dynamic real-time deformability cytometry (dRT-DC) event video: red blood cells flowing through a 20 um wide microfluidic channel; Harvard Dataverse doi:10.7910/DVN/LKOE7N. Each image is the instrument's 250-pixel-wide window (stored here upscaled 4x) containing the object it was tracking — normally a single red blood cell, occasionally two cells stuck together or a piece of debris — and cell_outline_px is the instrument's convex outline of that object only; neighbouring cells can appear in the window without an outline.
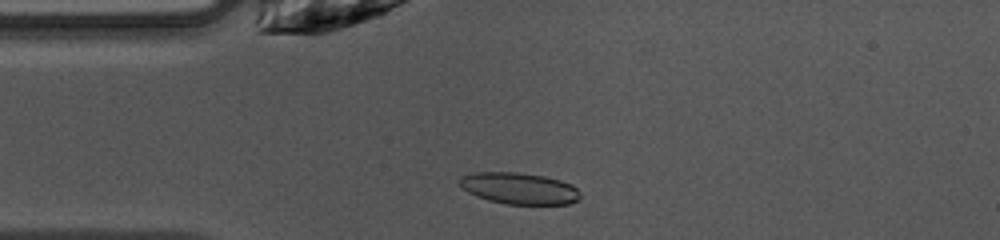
{"species": "common noctule bat (a hibernating species)", "species_latin": "Nyctalus noctula", "temperature_condition": "warm", "stored_images_in_passage": 47, "camera_frame_rate_fps": 3000, "um_per_image_px": 0.085, "animal": {"sex": "female", "body_mass_g": 10.0, "forearm_length_mm": 53.1}, "frame": {"image": 1, "passage_image": 10, "time_ms": 3.0, "image_size_px": [1000, 240], "cell_outline_px": [[580, 196], [576, 200], [568, 204], [504, 204], [488, 200], [476, 196], [468, 192], [456, 180], [460, 176], [476, 172], [516, 172], [544, 176], [560, 180], [572, 184], [580, 192]], "centroid_in_image_um": [44.1, 16.0], "position_along_channel_um": 40.9, "area_um2": 22.2}}
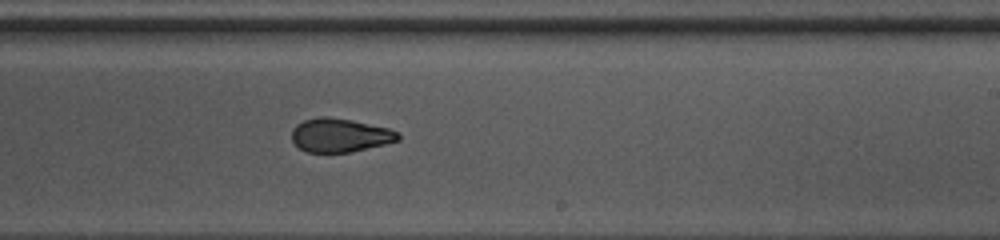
{"frame": {"image": 2, "passage_image": 27, "time_ms": 8.667, "image_size_px": [1000, 240], "cell_outline_px": [[400, 140], [384, 144], [348, 152], [308, 152], [300, 148], [292, 140], [292, 128], [296, 124], [304, 120], [320, 116], [328, 116], [352, 120], [388, 128], [400, 132]], "centroid_in_image_um": [28.89, 11.48], "position_along_channel_um": 260.1, "area_um2": 20.81}}
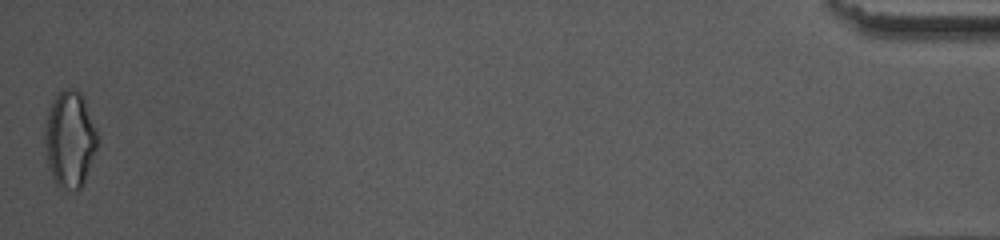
{"frame": {"image": 3, "passage_image": 47, "time_ms": 15.333, "image_size_px": [1000, 240], "cell_outline_px": [[100, 136], [96, 148], [84, 180], [80, 188], [76, 192], [60, 188], [56, 184], [48, 168], [44, 144], [44, 136], [48, 112], [56, 92], [64, 88], [76, 88], [84, 96]], "centroid_in_image_um": [5.94, 11.81], "position_along_channel_um": 429.3, "area_um2": 30.11}, "authors_computed_cell_mechanics": {"area_um2": 21.7906, "velocity_mm_per_s": 4.0855, "shape_relaxation_time_tau1_ms": 8.5663, "shape_relaxation_time_tau2_ms": 2.3027, "deformation_change_tau1": 0.2184, "deformation_change_tau2": 0.0852}}